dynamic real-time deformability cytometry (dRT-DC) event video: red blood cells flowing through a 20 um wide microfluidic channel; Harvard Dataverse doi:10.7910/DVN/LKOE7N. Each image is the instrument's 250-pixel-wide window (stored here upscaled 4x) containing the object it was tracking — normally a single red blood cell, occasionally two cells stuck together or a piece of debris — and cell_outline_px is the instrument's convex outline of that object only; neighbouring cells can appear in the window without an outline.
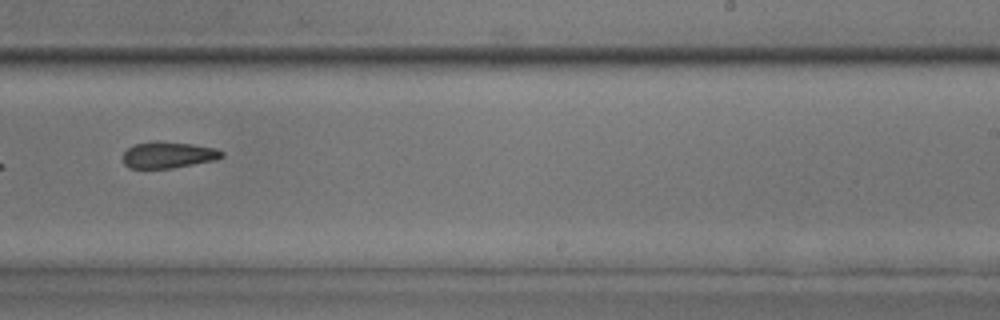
{"species": "common noctule bat (a hibernating species)", "species_latin": "Nyctalus noctula", "temperature_condition": "room temperature", "stored_images_in_passage": 10, "camera_frame_rate_fps": 3000, "um_per_image_px": 0.085, "animal": {"sex": "male", "body_mass_g": 17.9, "forearm_length_mm": 54.2}, "frame": {"image": 1, "passage_image": 9, "time_ms": 2.667, "image_size_px": [1000, 320], "cell_outline_px": [[224, 156], [216, 160], [172, 168], [128, 168], [124, 164], [124, 152], [132, 144], [152, 140], [156, 140], [192, 144], [216, 148], [224, 152]], "centroid_in_image_um": [14.3, 13.15], "position_along_channel_um": 274.7, "area_um2": 15.43}}